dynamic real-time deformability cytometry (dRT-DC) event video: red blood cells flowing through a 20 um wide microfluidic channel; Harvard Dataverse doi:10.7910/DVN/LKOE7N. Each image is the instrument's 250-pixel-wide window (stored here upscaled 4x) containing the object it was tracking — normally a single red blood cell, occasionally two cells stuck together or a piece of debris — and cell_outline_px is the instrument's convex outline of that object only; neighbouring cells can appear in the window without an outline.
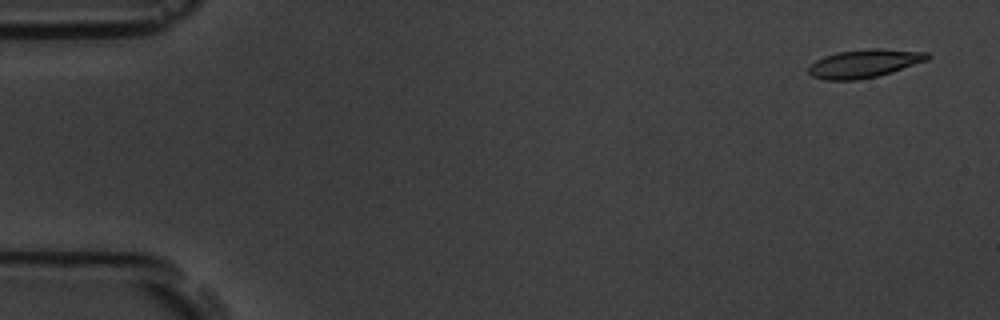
{"species": "common noctule bat (a hibernating species)", "species_latin": "Nyctalus noctula", "temperature_condition": "room temperature", "stored_images_in_passage": 5, "camera_frame_rate_fps": 3000, "um_per_image_px": 0.085, "animal": {"sex": "male", "body_mass_g": 19.5, "forearm_length_mm": 54.6}, "frame": {"image": 1, "passage_image": 1, "time_ms": 0.0, "image_size_px": [1000, 320], "cell_outline_px": [[932, 56], [928, 60], [892, 72], [876, 76], [856, 80], [824, 80], [812, 76], [808, 72], [808, 68], [816, 60], [824, 56], [836, 52], [872, 48], [876, 48], [928, 52]], "centroid_in_image_um": [73.48, 5.39], "position_along_channel_um": 11.5, "area_um2": 19.59}}
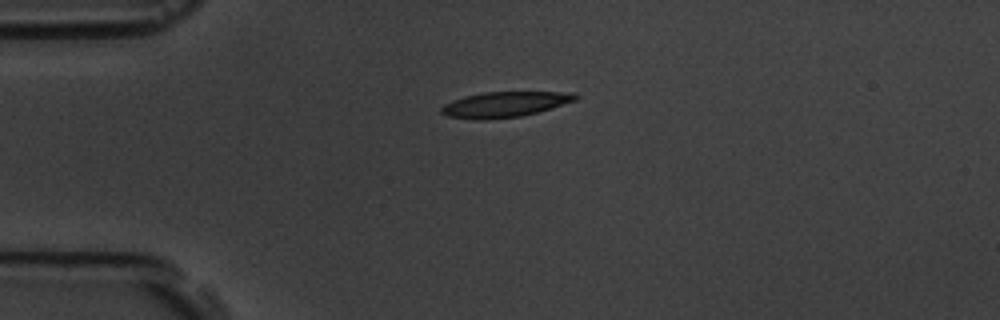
{"frame": {"image": 2, "passage_image": 4, "time_ms": 3.667, "image_size_px": [1000, 320], "cell_outline_px": [[580, 96], [576, 100], [552, 108], [520, 116], [484, 120], [480, 120], [448, 116], [440, 112], [440, 108], [444, 104], [452, 100], [464, 96], [484, 92], [576, 92]], "centroid_in_image_um": [42.91, 8.86], "position_along_channel_um": 42.1, "area_um2": 19.88}}